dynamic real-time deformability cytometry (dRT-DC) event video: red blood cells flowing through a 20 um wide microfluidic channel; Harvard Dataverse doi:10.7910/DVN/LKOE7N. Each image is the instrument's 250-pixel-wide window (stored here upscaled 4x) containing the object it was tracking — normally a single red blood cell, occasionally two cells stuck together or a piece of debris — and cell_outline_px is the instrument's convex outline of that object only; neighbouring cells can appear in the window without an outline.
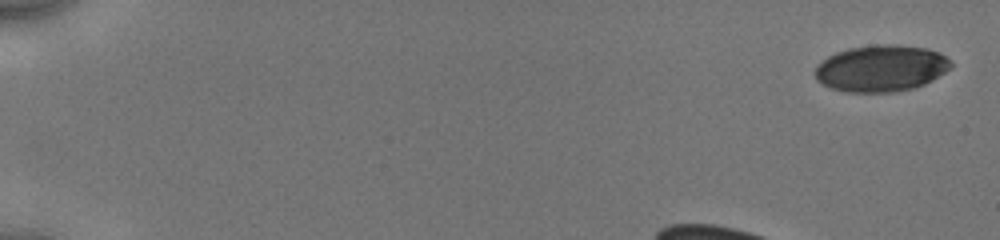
{"species": "human", "species_latin": "Homo sapiens", "temperature_condition": "cold", "stored_images_in_passage": 35, "camera_frame_rate_fps": 3000, "um_per_image_px": 0.085, "donor": {"sex": "male"}, "frame": {"image": 1, "passage_image": 1, "time_ms": 0.0, "image_size_px": [1000, 240], "cell_outline_px": [[952, 64], [944, 72], [932, 80], [924, 84], [912, 88], [892, 92], [844, 92], [832, 88], [816, 80], [816, 64], [828, 56], [836, 52], [848, 48], [880, 44], [900, 44], [928, 48], [940, 52]], "centroid_in_image_um": [74.87, 5.79], "position_along_channel_um": 10.1, "area_um2": 36.82}}
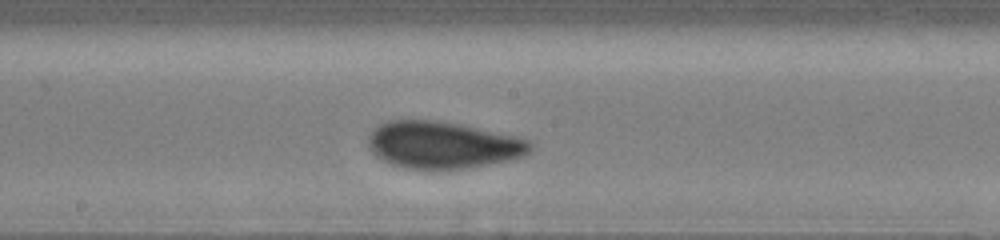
{"frame": {"image": 2, "passage_image": 22, "time_ms": 8.0, "image_size_px": [1000, 240], "cell_outline_px": [[532, 148], [524, 156], [508, 160], [488, 164], [464, 168], [436, 172], [428, 172], [404, 168], [392, 164], [376, 156], [372, 152], [368, 144], [368, 136], [380, 124], [388, 120], [436, 120], [460, 124], [516, 136], [528, 140], [532, 144]], "centroid_in_image_um": [37.61, 12.35], "position_along_channel_um": 210.6, "area_um2": 44.91}}
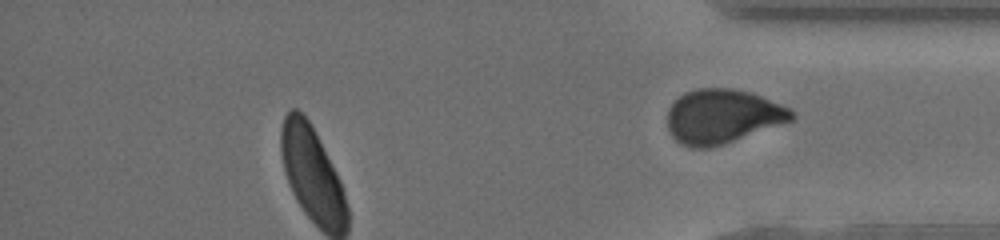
{"frame": {"image": 3, "passage_image": 35, "time_ms": 14.0, "image_size_px": [1000, 240], "cell_outline_px": [[796, 116], [792, 120], [724, 144], [708, 148], [688, 148], [680, 144], [672, 136], [668, 128], [668, 108], [684, 92], [696, 88], [732, 88], [752, 92], [780, 104], [788, 108]], "centroid_in_image_um": [61.38, 9.89], "position_along_channel_um": 373.8, "area_um2": 39.19}, "authors_computed_cell_mechanics": {"area_um2": 42.8298, "velocity_mm_per_s": 3.9008, "shape_relaxation_time_tau1_ms": 3.7544, "shape_relaxation_time_tau2_ms": null, "deformation_change_tau1": 0.0991, "deformation_change_tau2": null}}